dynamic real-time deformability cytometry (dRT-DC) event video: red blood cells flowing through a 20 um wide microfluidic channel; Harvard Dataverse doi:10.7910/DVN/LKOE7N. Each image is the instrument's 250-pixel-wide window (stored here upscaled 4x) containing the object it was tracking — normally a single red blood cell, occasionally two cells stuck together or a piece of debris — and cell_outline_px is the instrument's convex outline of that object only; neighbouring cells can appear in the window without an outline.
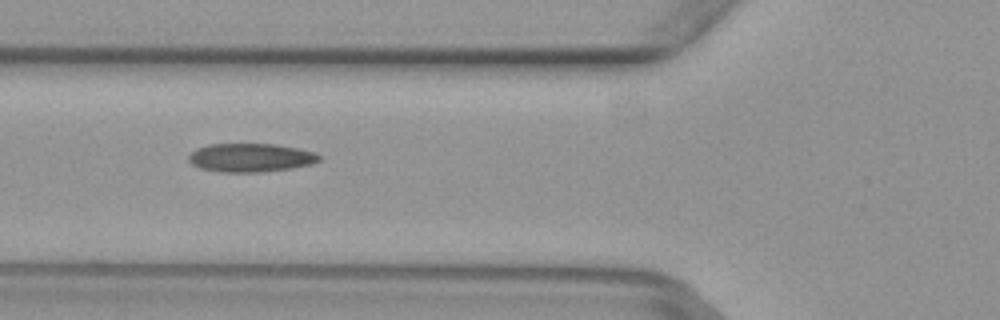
{"species": "common noctule bat (a hibernating species)", "species_latin": "Nyctalus noctula", "temperature_condition": "warm", "stored_images_in_passage": 7, "camera_frame_rate_fps": 3000, "um_per_image_px": 0.085, "animal": {"sex": "female", "body_mass_g": 29.2, "forearm_length_mm": 56.3}, "frame": {"image": 1, "passage_image": 6, "time_ms": 1.667, "image_size_px": [1000, 320], "cell_outline_px": [[320, 160], [312, 164], [292, 168], [260, 172], [220, 172], [200, 168], [192, 164], [188, 160], [188, 156], [196, 148], [208, 144], [276, 144], [316, 152], [320, 156]], "centroid_in_image_um": [21.3, 13.4], "position_along_channel_um": 104.5, "area_um2": 21.79}}